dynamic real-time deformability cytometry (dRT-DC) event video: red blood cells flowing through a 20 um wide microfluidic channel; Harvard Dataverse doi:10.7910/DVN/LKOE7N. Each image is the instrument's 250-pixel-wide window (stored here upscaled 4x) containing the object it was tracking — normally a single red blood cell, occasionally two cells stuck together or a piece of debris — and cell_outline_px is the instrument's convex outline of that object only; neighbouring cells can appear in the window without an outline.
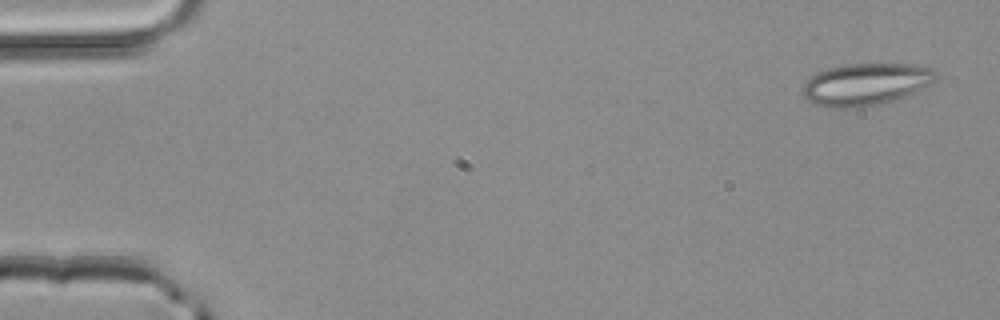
{"species": "common noctule bat (a hibernating species)", "species_latin": "Nyctalus noctula", "temperature_condition": "room temperature", "stored_images_in_passage": 4, "camera_frame_rate_fps": 3000, "um_per_image_px": 0.085, "animal": {"sex": "male", "body_mass_g": 20.4}, "frame": {"image": 1, "passage_image": 1, "time_ms": 0.0, "image_size_px": [1000, 320], "cell_outline_px": [[940, 76], [936, 80], [904, 96], [880, 104], [856, 108], [832, 108], [816, 104], [808, 100], [804, 96], [804, 84], [816, 72], [828, 68], [848, 64], [912, 64], [932, 68]], "centroid_in_image_um": [73.6, 7.15], "position_along_channel_um": 11.4, "area_um2": 32.37}}
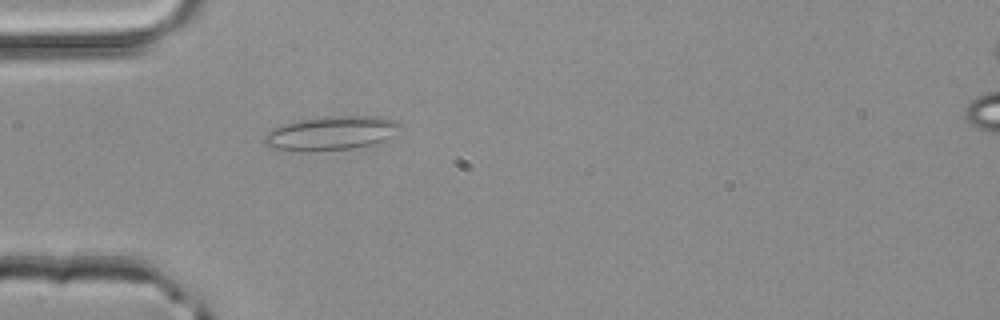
{"frame": {"image": 2, "passage_image": 4, "time_ms": 1.0, "image_size_px": [1000, 320], "cell_outline_px": [[400, 128], [392, 136], [384, 140], [352, 148], [268, 148], [264, 144], [264, 136], [268, 132], [284, 124], [300, 120], [328, 116], [376, 116], [400, 120]], "centroid_in_image_um": [28.23, 11.25], "position_along_channel_um": 56.8, "area_um2": 25.61}}